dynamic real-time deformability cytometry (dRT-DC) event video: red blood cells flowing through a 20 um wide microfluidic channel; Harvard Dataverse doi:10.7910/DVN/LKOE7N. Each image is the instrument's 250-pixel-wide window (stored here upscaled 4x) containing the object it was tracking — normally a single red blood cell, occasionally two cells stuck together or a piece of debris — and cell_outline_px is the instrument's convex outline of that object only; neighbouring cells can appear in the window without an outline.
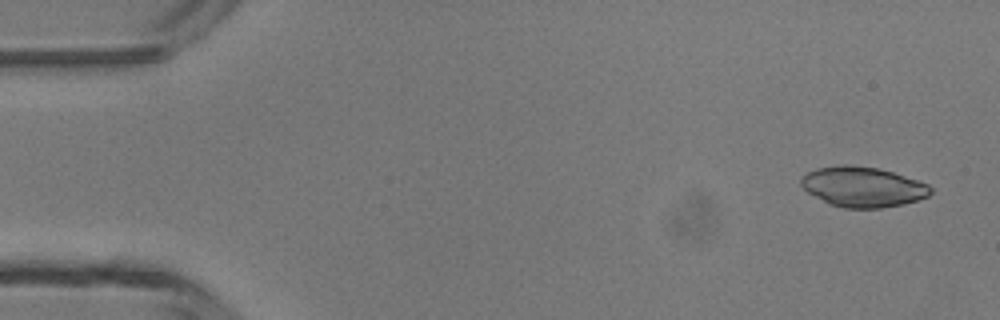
{"species": "common noctule bat (a hibernating species)", "species_latin": "Nyctalus noctula", "temperature_condition": "room temperature", "stored_images_in_passage": 46, "camera_frame_rate_fps": 3000, "um_per_image_px": 0.085, "animal": {"sex": "male", "body_mass_g": 13.3}, "frame": {"image": 1, "passage_image": 2, "time_ms": 0.333, "image_size_px": [1000, 320], "cell_outline_px": [[932, 192], [928, 196], [904, 204], [880, 208], [844, 208], [828, 204], [808, 192], [800, 184], [800, 180], [808, 172], [816, 168], [840, 164], [852, 164], [876, 168], [892, 172], [928, 184], [932, 188]], "centroid_in_image_um": [73.32, 15.88], "position_along_channel_um": 11.7, "area_um2": 30.29}}